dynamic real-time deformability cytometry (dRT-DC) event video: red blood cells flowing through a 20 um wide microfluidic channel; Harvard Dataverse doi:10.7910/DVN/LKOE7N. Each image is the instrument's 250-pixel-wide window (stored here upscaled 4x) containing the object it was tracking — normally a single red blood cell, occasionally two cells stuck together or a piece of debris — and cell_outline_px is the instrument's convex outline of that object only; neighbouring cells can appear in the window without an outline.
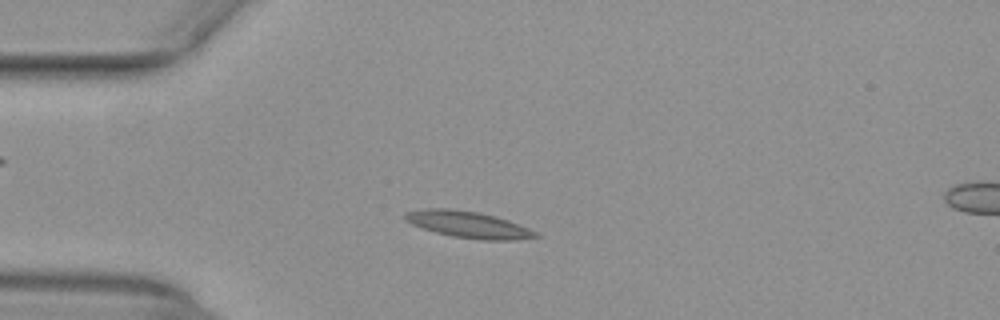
{"species": "common noctule bat (a hibernating species)", "species_latin": "Nyctalus noctula", "temperature_condition": "warm", "stored_images_in_passage": 50, "camera_frame_rate_fps": 3000, "um_per_image_px": 0.085, "animal": {"sex": "female", "body_mass_g": 29.2, "forearm_length_mm": 56.3}, "frame": {"image": 1, "passage_image": 11, "time_ms": 3.333, "image_size_px": [1000, 320], "cell_outline_px": [[540, 236], [516, 240], [480, 240], [452, 236], [436, 232], [412, 224], [404, 220], [404, 212], [424, 208], [448, 208], [480, 212], [496, 216], [508, 220], [528, 228], [536, 232]], "centroid_in_image_um": [39.78, 19.08], "position_along_channel_um": 45.2, "area_um2": 20.23}}
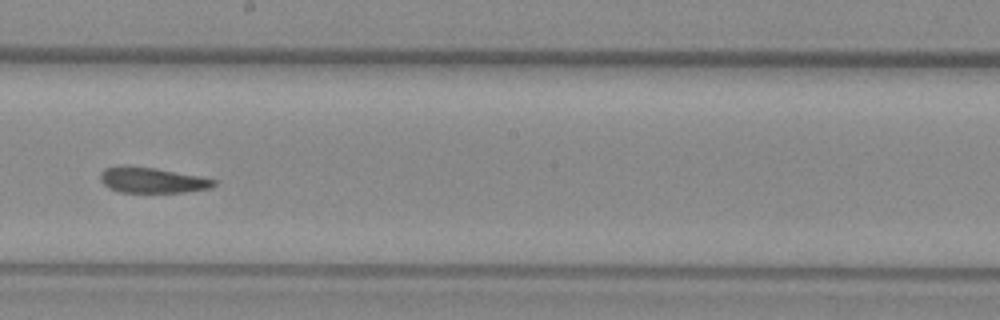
{"frame": {"image": 2, "passage_image": 27, "time_ms": 8.667, "image_size_px": [1000, 320], "cell_outline_px": [[216, 184], [212, 188], [184, 192], [120, 192], [108, 188], [100, 180], [100, 172], [104, 168], [120, 164], [128, 164], [156, 168], [200, 176], [216, 180]], "centroid_in_image_um": [12.89, 15.29], "position_along_channel_um": 235.3, "area_um2": 17.28}}
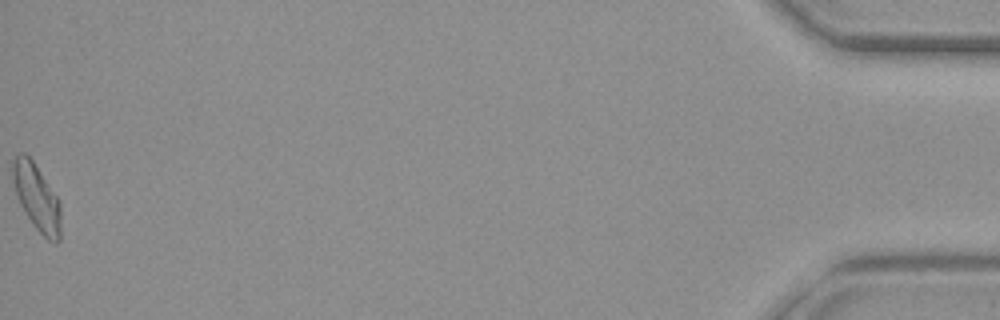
{"frame": {"image": 3, "passage_image": 50, "time_ms": 16.333, "image_size_px": [1000, 320], "cell_outline_px": [[60, 240], [56, 244], [48, 240], [32, 224], [24, 212], [16, 196], [12, 180], [12, 160], [20, 152], [24, 152], [32, 160], [60, 200]], "centroid_in_image_um": [3.11, 16.78], "position_along_channel_um": 432.1, "area_um2": 18.79}, "authors_computed_cell_mechanics": {"area_um2": 18.0625, "velocity_mm_per_s": 3.9518, "shape_relaxation_time_tau1_ms": null, "shape_relaxation_time_tau2_ms": 3.0036, "deformation_change_tau1": null, "deformation_change_tau2": 0.0999}}